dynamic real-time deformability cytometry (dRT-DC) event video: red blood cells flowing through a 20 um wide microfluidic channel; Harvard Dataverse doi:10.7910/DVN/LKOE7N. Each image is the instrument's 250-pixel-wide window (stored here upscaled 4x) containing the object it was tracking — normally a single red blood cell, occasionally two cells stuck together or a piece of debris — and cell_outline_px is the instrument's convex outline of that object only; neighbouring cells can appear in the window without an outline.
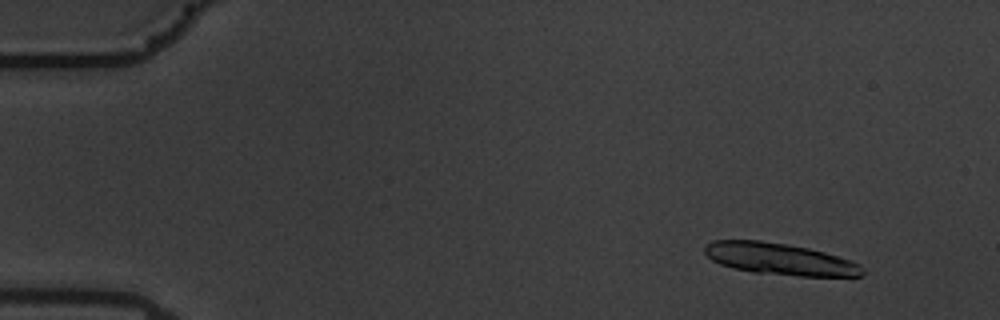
{"species": "common noctule bat (a hibernating species)", "species_latin": "Nyctalus noctula", "temperature_condition": "warm", "stored_images_in_passage": 18, "camera_frame_rate_fps": 3000, "um_per_image_px": 0.085, "animal": {"sex": "male", "body_mass_g": 19.5, "forearm_length_mm": 54.6}, "frame": {"image": 1, "passage_image": 6, "time_ms": 1.667, "image_size_px": [1000, 320], "cell_outline_px": [[864, 276], [800, 276], [752, 272], [732, 268], [720, 264], [712, 260], [704, 252], [704, 244], [712, 240], [760, 240], [788, 244], [808, 248], [824, 252], [852, 260], [860, 264], [864, 268]], "centroid_in_image_um": [66.28, 22.01], "position_along_channel_um": 18.7, "area_um2": 29.42}}